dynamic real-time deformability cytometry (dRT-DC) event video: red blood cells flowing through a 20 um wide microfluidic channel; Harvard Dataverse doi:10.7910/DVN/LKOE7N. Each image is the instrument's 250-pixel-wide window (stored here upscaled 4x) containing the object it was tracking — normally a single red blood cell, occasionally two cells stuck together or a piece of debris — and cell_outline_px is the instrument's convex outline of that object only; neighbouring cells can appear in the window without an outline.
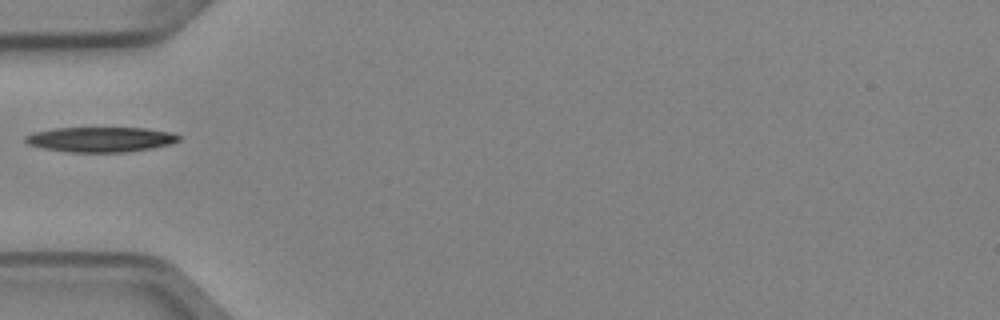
{"species": "Egyptian fruit bat (a non-hibernating species)", "species_latin": "Rousettus aegyptiacus", "temperature_condition": "cold", "stored_images_in_passage": 3, "camera_frame_rate_fps": 3000, "um_per_image_px": 0.085, "animal": {"sex": "female"}, "frame": {"image": 1, "passage_image": 2, "time_ms": 0.333, "image_size_px": [1000, 320], "cell_outline_px": [[180, 140], [168, 144], [148, 148], [124, 152], [68, 152], [44, 148], [28, 144], [24, 140], [24, 136], [32, 132], [56, 128], [144, 128], [172, 132], [180, 136]], "centroid_in_image_um": [8.51, 11.84], "position_along_channel_um": 76.5, "area_um2": 22.2}}
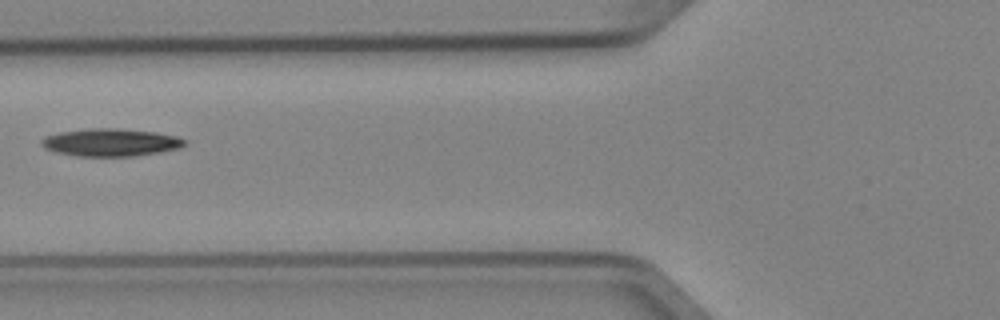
{"frame": {"image": 2, "passage_image": 3, "time_ms": 0.667, "image_size_px": [1000, 320], "cell_outline_px": [[188, 144], [180, 148], [160, 152], [132, 156], [80, 156], [56, 152], [44, 148], [40, 144], [40, 140], [44, 136], [60, 132], [88, 128], [116, 128], [156, 132], [176, 136], [188, 140]], "centroid_in_image_um": [9.42, 12.1], "position_along_channel_um": 116.4, "area_um2": 23.24}}